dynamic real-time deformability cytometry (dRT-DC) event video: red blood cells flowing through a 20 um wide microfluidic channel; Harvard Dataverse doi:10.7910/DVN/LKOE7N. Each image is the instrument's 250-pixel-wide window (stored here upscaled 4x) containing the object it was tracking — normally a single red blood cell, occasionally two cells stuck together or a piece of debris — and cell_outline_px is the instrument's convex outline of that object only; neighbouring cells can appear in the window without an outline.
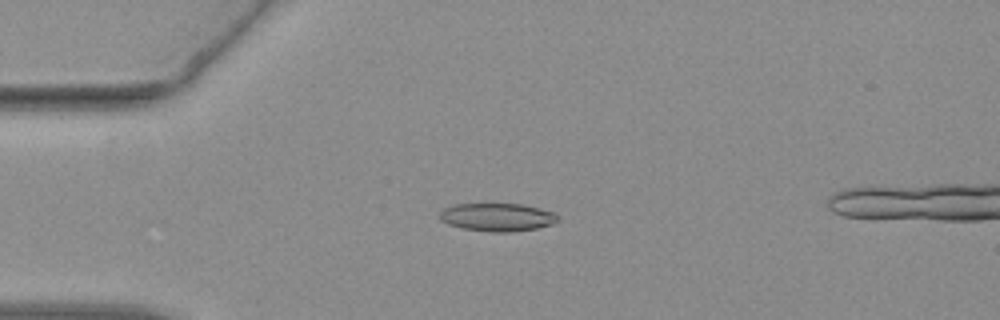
{"species": "common noctule bat (a hibernating species)", "species_latin": "Nyctalus noctula", "temperature_condition": "warm", "stored_images_in_passage": 53, "camera_frame_rate_fps": 3000, "um_per_image_px": 0.085, "animal": {"sex": "female", "body_mass_g": 19.3, "forearm_length_mm": 54.1}, "frame": {"image": 1, "passage_image": 14, "time_ms": 4.333, "image_size_px": [1000, 320], "cell_outline_px": [[560, 220], [552, 224], [536, 228], [512, 232], [492, 232], [464, 228], [448, 224], [440, 220], [440, 212], [444, 208], [452, 204], [520, 204], [540, 208], [556, 212], [560, 216]], "centroid_in_image_um": [42.31, 18.45], "position_along_channel_um": 42.7, "area_um2": 19.42}}
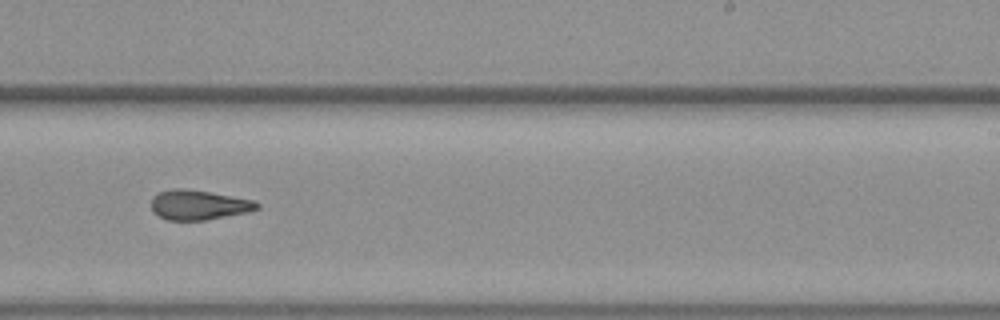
{"frame": {"image": 2, "passage_image": 34, "time_ms": 11.0, "image_size_px": [1000, 320], "cell_outline_px": [[260, 208], [248, 212], [208, 220], [168, 220], [152, 212], [152, 196], [160, 192], [172, 188], [184, 188], [208, 192], [252, 200], [260, 204]], "centroid_in_image_um": [16.87, 17.42], "position_along_channel_um": 272.1, "area_um2": 18.26}}
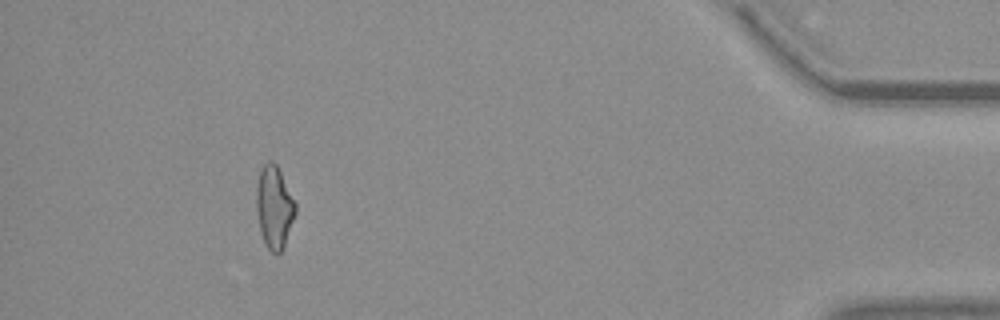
{"frame": {"image": 3, "passage_image": 50, "time_ms": 16.333, "image_size_px": [1000, 320], "cell_outline_px": [[296, 212], [284, 244], [280, 252], [276, 256], [268, 248], [260, 232], [256, 208], [256, 188], [260, 168], [268, 160], [272, 160], [276, 164], [296, 204]], "centroid_in_image_um": [23.29, 17.58], "position_along_channel_um": 411.9, "area_um2": 18.55}, "authors_computed_cell_mechanics": {"area_um2": 18.6694, "velocity_mm_per_s": 3.7959, "shape_relaxation_time_tau1_ms": null, "shape_relaxation_time_tau2_ms": 4.2566, "deformation_change_tau1": null, "deformation_change_tau2": 0.1499}}